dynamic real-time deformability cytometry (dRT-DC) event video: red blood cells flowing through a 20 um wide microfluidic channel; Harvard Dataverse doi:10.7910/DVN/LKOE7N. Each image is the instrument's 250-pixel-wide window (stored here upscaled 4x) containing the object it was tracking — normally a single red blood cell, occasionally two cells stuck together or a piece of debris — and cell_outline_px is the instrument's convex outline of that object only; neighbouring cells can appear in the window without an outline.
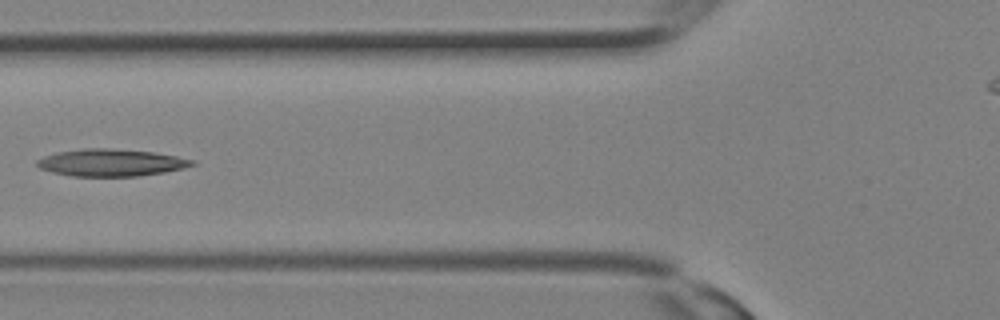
{"species": "Egyptian fruit bat (a non-hibernating species)", "species_latin": "Rousettus aegyptiacus", "temperature_condition": "room temperature", "stored_images_in_passage": 31, "camera_frame_rate_fps": 3000, "um_per_image_px": 0.085, "animal": {"sex": "female"}, "frame": {"image": 1, "passage_image": 12, "time_ms": 3.667, "image_size_px": [1000, 320], "cell_outline_px": [[196, 164], [184, 168], [164, 172], [136, 176], [72, 176], [52, 172], [40, 168], [36, 164], [36, 160], [44, 156], [56, 152], [84, 148], [108, 148], [152, 152], [176, 156], [196, 160]], "centroid_in_image_um": [9.43, 13.82], "position_along_channel_um": 116.4, "area_um2": 24.51}}
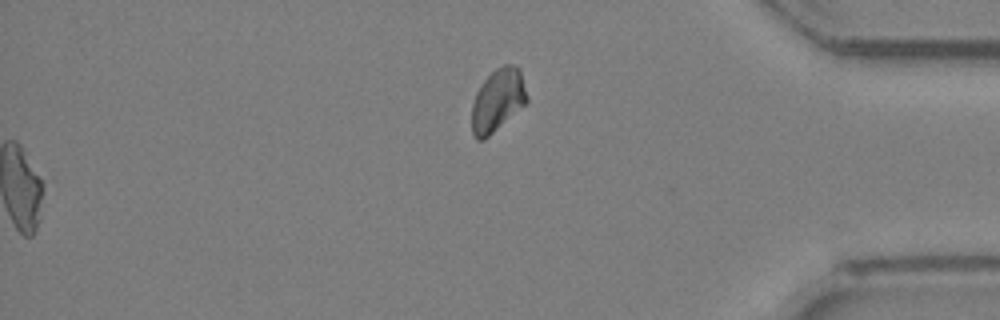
{"frame": {"image": 2, "passage_image": 31, "time_ms": 10.0, "image_size_px": [1000, 320], "cell_outline_px": [[528, 100], [524, 104], [484, 140], [476, 140], [472, 136], [472, 104], [476, 92], [484, 80], [496, 68], [504, 64], [516, 64], [520, 68], [528, 96]], "centroid_in_image_um": [42.3, 8.5], "position_along_channel_um": 392.9, "area_um2": 20.06}}